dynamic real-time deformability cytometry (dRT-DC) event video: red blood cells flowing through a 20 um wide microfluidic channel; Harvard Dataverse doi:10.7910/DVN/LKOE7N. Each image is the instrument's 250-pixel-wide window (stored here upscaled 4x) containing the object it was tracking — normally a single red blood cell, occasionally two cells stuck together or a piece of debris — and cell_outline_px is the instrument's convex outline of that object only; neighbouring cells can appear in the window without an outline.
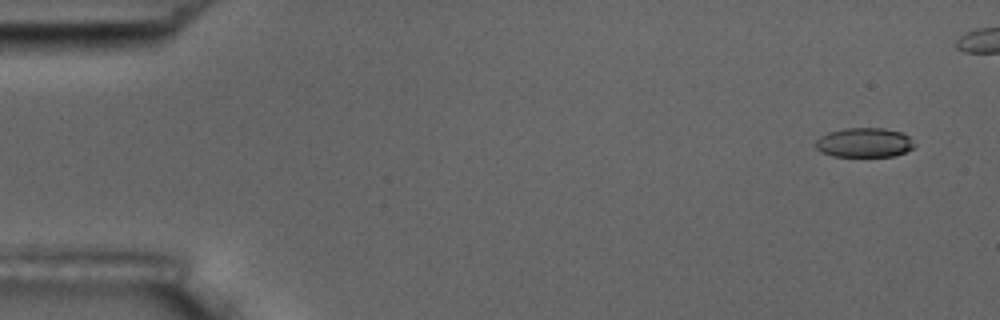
{"species": "common noctule bat (a hibernating species)", "species_latin": "Nyctalus noctula", "temperature_condition": "room temperature", "stored_images_in_passage": 6, "camera_frame_rate_fps": 3000, "um_per_image_px": 0.085, "animal": {"sex": "male", "body_mass_g": 17.5, "forearm_length_mm": 52.3}, "frame": {"image": 1, "passage_image": 1, "time_ms": 0.0, "image_size_px": [1000, 320], "cell_outline_px": [[916, 144], [912, 148], [904, 152], [892, 156], [832, 156], [820, 152], [816, 148], [816, 140], [820, 136], [828, 132], [844, 128], [884, 128], [900, 132], [908, 136]], "centroid_in_image_um": [73.43, 12.11], "position_along_channel_um": 11.6, "area_um2": 16.94}}